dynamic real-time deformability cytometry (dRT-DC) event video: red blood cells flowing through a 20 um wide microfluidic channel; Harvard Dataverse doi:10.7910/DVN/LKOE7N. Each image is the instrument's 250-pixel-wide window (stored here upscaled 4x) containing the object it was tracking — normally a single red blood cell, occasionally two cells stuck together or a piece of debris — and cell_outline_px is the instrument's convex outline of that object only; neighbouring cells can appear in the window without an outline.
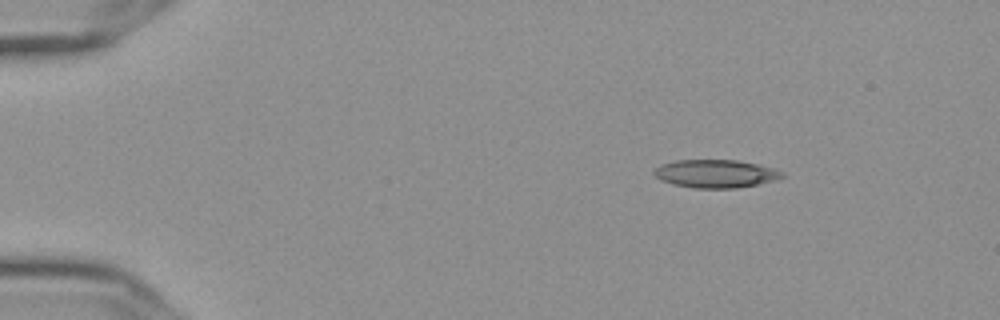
{"species": "Egyptian fruit bat (a non-hibernating species)", "species_latin": "Rousettus aegyptiacus", "temperature_condition": "cold", "stored_images_in_passage": 49, "camera_frame_rate_fps": 3000, "um_per_image_px": 0.085, "frame": {"image": 1, "passage_image": 1, "time_ms": 0.0, "image_size_px": [1000, 320], "cell_outline_px": [[784, 176], [776, 180], [736, 188], [696, 188], [676, 184], [660, 180], [652, 172], [660, 164], [676, 160], [736, 160], [756, 164], [772, 168], [784, 172]], "centroid_in_image_um": [60.82, 14.76], "position_along_channel_um": 24.2, "area_um2": 20.75}}
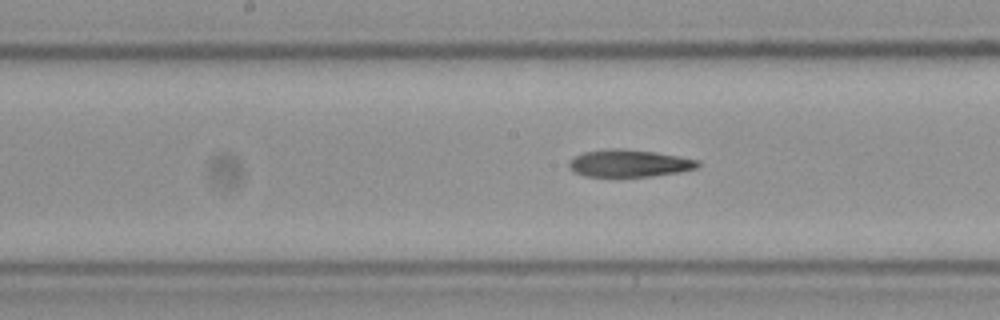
{"frame": {"image": 2, "passage_image": 22, "time_ms": 7.0, "image_size_px": [1000, 320], "cell_outline_px": [[700, 164], [696, 168], [680, 172], [652, 176], [584, 176], [572, 172], [568, 168], [568, 160], [584, 152], [612, 148], [620, 148], [656, 152], [700, 160]], "centroid_in_image_um": [53.45, 13.88], "position_along_channel_um": 194.7, "area_um2": 20.58}}
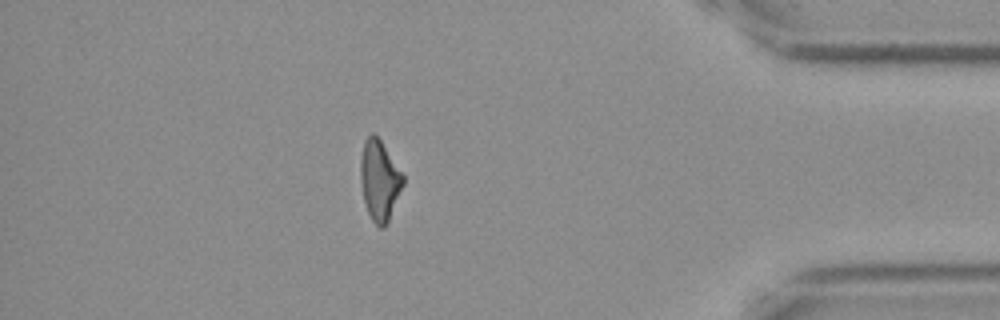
{"frame": {"image": 3, "passage_image": 42, "time_ms": 13.667, "image_size_px": [1000, 320], "cell_outline_px": [[404, 184], [388, 220], [384, 228], [380, 228], [372, 220], [368, 212], [364, 200], [360, 180], [360, 160], [364, 140], [372, 132], [380, 140], [404, 176]], "centroid_in_image_um": [32.24, 15.32], "position_along_channel_um": 403.0, "area_um2": 19.59}}